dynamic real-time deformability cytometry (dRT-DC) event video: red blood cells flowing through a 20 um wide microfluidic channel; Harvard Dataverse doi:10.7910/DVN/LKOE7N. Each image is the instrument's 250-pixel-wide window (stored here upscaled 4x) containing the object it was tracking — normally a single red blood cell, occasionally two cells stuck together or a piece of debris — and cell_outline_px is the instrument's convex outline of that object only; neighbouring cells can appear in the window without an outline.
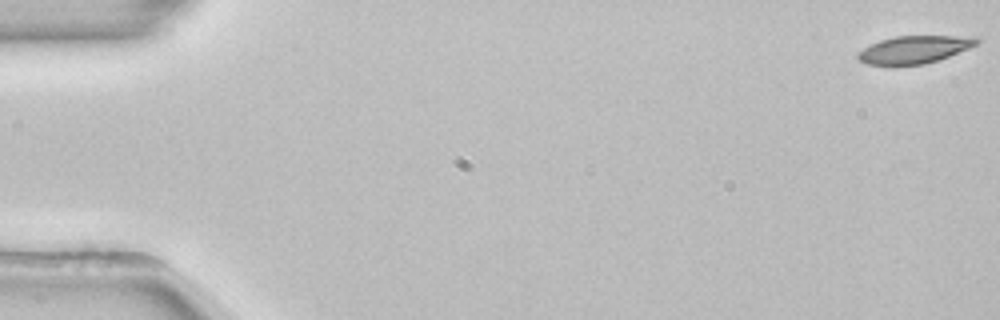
{"species": "common noctule bat (a hibernating species)", "species_latin": "Nyctalus noctula", "temperature_condition": "room temperature", "stored_images_in_passage": 54, "camera_frame_rate_fps": 3000, "um_per_image_px": 0.085, "animal": {"sex": "female", "body_mass_g": 22.7, "forearm_length_mm": 54.2}, "frame": {"image": 1, "passage_image": 1, "time_ms": 0.0, "image_size_px": [1000, 320], "cell_outline_px": [[980, 40], [976, 44], [968, 48], [948, 56], [924, 64], [868, 64], [860, 60], [856, 56], [864, 48], [880, 40], [896, 36], [976, 36]], "centroid_in_image_um": [77.74, 4.19], "position_along_channel_um": 7.3, "area_um2": 18.55}}
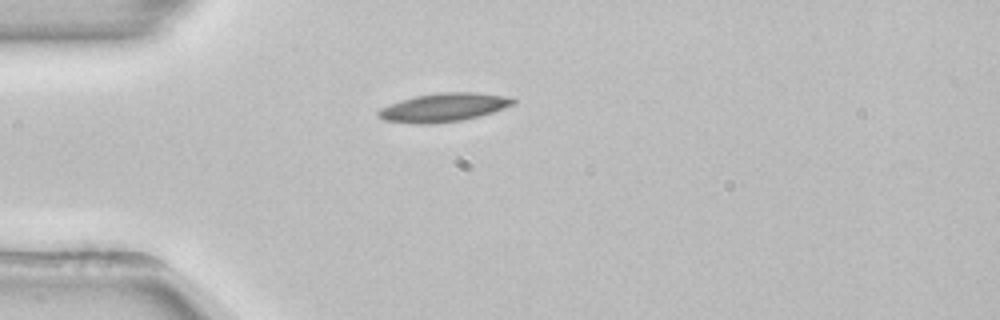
{"frame": {"image": 2, "passage_image": 15, "time_ms": 4.667, "image_size_px": [1000, 320], "cell_outline_px": [[516, 100], [512, 104], [492, 112], [460, 120], [432, 124], [420, 124], [384, 120], [376, 116], [376, 112], [380, 108], [416, 96], [440, 92], [476, 92], [512, 96]], "centroid_in_image_um": [37.72, 9.12], "position_along_channel_um": 47.3, "area_um2": 22.14}}
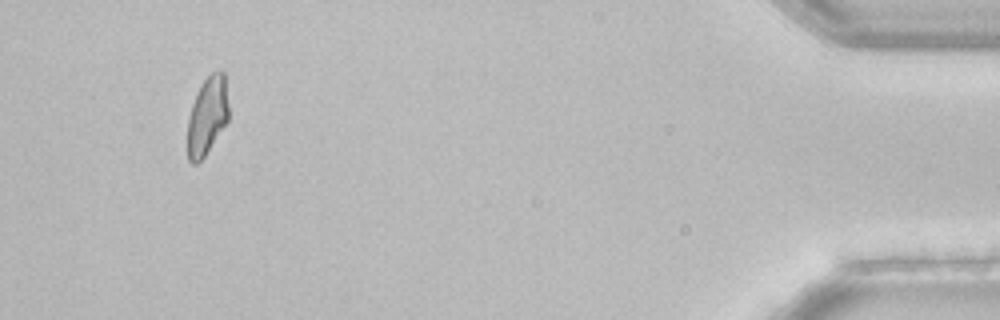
{"frame": {"image": 3, "passage_image": 51, "time_ms": 16.667, "image_size_px": [1000, 320], "cell_outline_px": [[228, 120], [204, 156], [196, 164], [192, 164], [188, 160], [188, 116], [192, 104], [204, 80], [212, 72], [220, 68], [224, 72], [228, 104]], "centroid_in_image_um": [17.62, 9.83], "position_along_channel_um": 417.6, "area_um2": 18.44}, "authors_computed_cell_mechanics": {"area_um2": 20.1144, "velocity_mm_per_s": 3.8464, "shape_relaxation_time_tau1_ms": 5.7036, "shape_relaxation_time_tau2_ms": null, "deformation_change_tau1": 0.1429, "deformation_change_tau2": null}}